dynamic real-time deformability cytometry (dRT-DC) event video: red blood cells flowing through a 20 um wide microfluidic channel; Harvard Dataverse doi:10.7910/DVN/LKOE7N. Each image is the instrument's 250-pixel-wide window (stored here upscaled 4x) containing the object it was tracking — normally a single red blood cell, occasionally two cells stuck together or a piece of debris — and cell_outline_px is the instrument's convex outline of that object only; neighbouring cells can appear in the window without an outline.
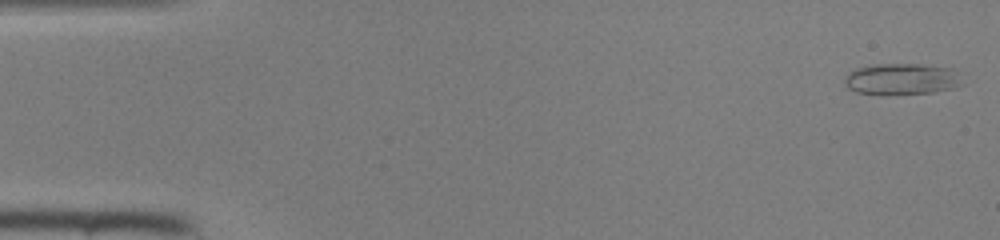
{"species": "common noctule bat (a hibernating species)", "species_latin": "Nyctalus noctula", "temperature_condition": "room temperature", "stored_images_in_passage": 12, "camera_frame_rate_fps": 3000, "um_per_image_px": 0.085, "animal": {"sex": "female", "body_mass_g": 22.0, "forearm_length_mm": 56.7}, "frame": {"image": 1, "passage_image": 1, "time_ms": 0.0, "image_size_px": [1000, 240], "cell_outline_px": [[964, 84], [956, 88], [932, 92], [888, 96], [884, 96], [856, 92], [848, 88], [844, 84], [844, 76], [848, 72], [856, 68], [872, 64], [920, 64], [952, 68]], "centroid_in_image_um": [76.6, 6.74], "position_along_channel_um": 8.4, "area_um2": 22.08}}